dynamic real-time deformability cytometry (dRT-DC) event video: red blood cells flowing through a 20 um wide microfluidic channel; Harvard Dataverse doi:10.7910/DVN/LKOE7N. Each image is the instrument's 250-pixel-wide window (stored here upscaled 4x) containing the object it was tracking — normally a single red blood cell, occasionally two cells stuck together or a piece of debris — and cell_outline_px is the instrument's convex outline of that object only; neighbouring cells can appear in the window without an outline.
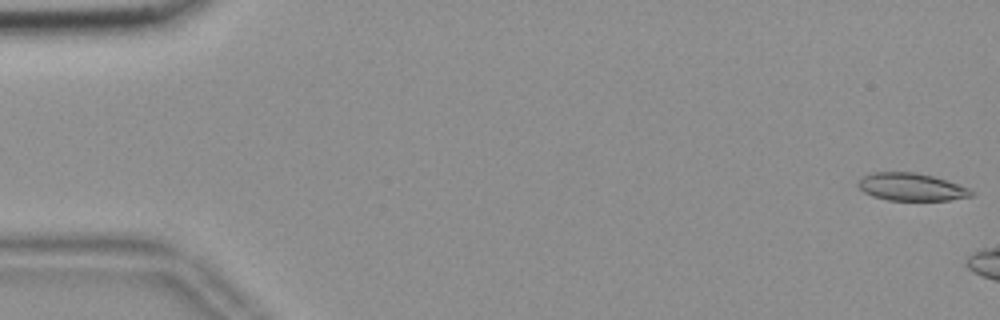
{"species": "common noctule bat (a hibernating species)", "species_latin": "Nyctalus noctula", "temperature_condition": "room temperature", "stored_images_in_passage": 6, "camera_frame_rate_fps": 3000, "um_per_image_px": 0.085, "animal": {"sex": "female", "body_mass_g": 18.4}, "frame": {"image": 1, "passage_image": 1, "time_ms": 0.0, "image_size_px": [1000, 320], "cell_outline_px": [[972, 196], [948, 200], [888, 200], [872, 196], [864, 192], [856, 184], [864, 176], [872, 172], [912, 172], [932, 176], [968, 188], [972, 192]], "centroid_in_image_um": [77.41, 15.89], "position_along_channel_um": 7.6, "area_um2": 17.86}}